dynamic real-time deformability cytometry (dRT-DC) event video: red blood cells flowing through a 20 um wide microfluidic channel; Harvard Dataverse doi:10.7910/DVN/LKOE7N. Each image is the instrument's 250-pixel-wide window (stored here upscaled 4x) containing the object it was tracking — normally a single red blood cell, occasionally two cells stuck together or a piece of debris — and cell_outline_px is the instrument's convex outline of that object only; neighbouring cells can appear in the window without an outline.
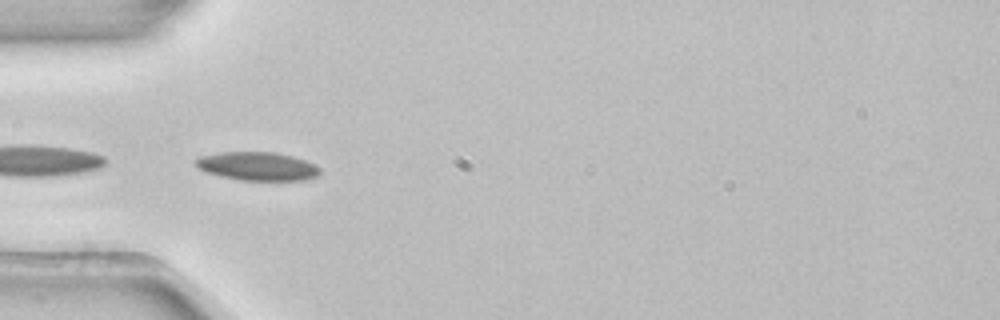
{"species": "common noctule bat (a hibernating species)", "species_latin": "Nyctalus noctula", "temperature_condition": "room temperature", "stored_images_in_passage": 6, "camera_frame_rate_fps": 3000, "um_per_image_px": 0.085, "animal": {"sex": "female", "body_mass_g": 22.7, "forearm_length_mm": 54.2}, "frame": {"image": 1, "passage_image": 4, "time_ms": 1.0, "image_size_px": [1000, 320], "cell_outline_px": [[320, 172], [316, 176], [304, 180], [240, 180], [220, 176], [204, 172], [196, 168], [192, 160], [200, 156], [220, 152], [276, 152], [292, 156], [316, 164], [320, 168]], "centroid_in_image_um": [21.82, 14.12], "position_along_channel_um": 63.2, "area_um2": 20.87}}